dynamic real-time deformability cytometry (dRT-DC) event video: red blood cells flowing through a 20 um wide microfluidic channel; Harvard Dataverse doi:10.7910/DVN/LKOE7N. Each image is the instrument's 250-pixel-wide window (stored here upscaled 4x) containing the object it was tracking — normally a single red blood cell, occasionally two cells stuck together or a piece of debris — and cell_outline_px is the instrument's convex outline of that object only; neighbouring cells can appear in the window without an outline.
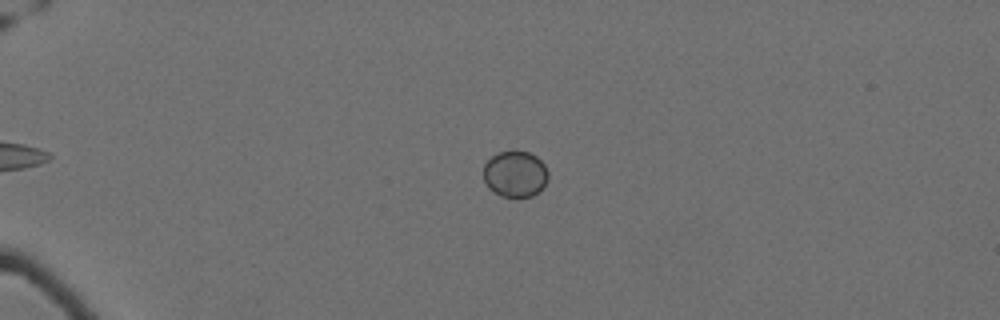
{"species": "Egyptian fruit bat (a non-hibernating species)", "species_latin": "Rousettus aegyptiacus", "temperature_condition": "cold", "stored_images_in_passage": 55, "camera_frame_rate_fps": 3000, "um_per_image_px": 0.085, "animal": {"sex": "female"}, "frame": {"image": 1, "passage_image": 11, "time_ms": 3.333, "image_size_px": [1000, 320], "cell_outline_px": [[548, 180], [540, 192], [532, 196], [500, 196], [488, 188], [484, 180], [484, 164], [496, 152], [512, 148], [516, 148], [528, 152], [536, 156], [544, 164], [548, 172]], "centroid_in_image_um": [43.79, 14.74], "position_along_channel_um": 41.2, "area_um2": 17.92}}
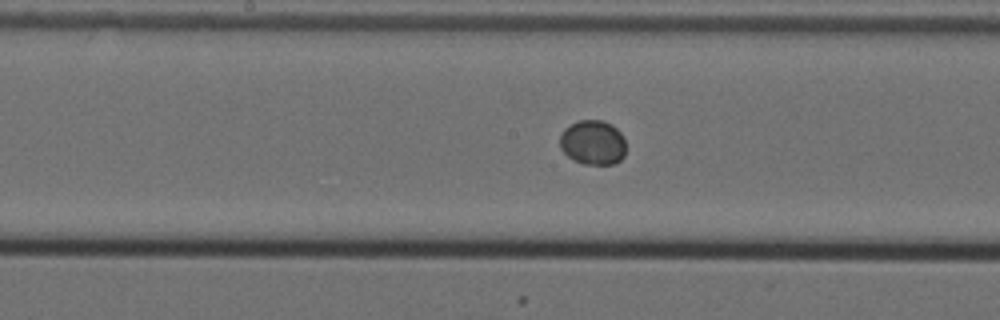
{"frame": {"image": 2, "passage_image": 29, "time_ms": 9.333, "image_size_px": [1000, 320], "cell_outline_px": [[624, 156], [616, 164], [584, 164], [568, 156], [560, 148], [560, 136], [564, 128], [580, 120], [600, 120], [612, 124], [624, 136]], "centroid_in_image_um": [50.4, 12.11], "position_along_channel_um": 197.8, "area_um2": 17.11}}
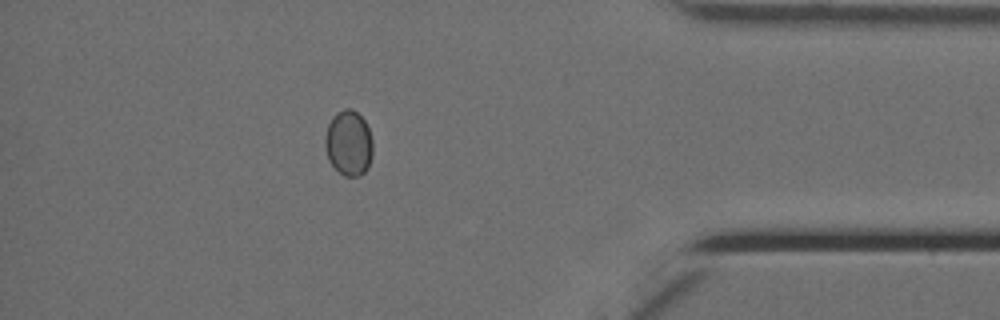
{"frame": {"image": 3, "passage_image": 49, "time_ms": 16.0, "image_size_px": [1000, 320], "cell_outline_px": [[372, 156], [368, 168], [360, 176], [344, 176], [328, 160], [324, 144], [324, 136], [328, 124], [332, 116], [336, 112], [344, 108], [352, 108], [364, 120], [368, 128], [372, 140]], "centroid_in_image_um": [29.62, 12.15], "position_along_channel_um": 405.6, "area_um2": 18.32}}